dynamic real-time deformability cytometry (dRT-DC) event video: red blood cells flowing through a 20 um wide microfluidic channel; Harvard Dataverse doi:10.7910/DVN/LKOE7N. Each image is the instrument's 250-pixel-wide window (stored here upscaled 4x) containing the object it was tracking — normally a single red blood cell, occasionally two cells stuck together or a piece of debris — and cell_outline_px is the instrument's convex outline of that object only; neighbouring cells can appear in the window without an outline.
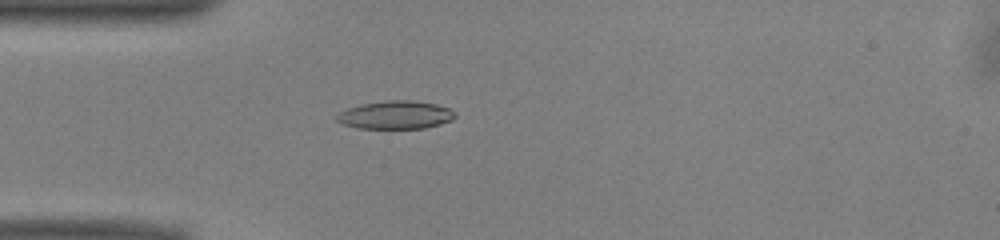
{"species": "common noctule bat (a hibernating species)", "species_latin": "Nyctalus noctula", "temperature_condition": "warm", "stored_images_in_passage": 49, "camera_frame_rate_fps": 3000, "um_per_image_px": 0.085, "animal": {"sex": "male", "body_mass_g": 13.0, "forearm_length_mm": 53.1}, "frame": {"image": 1, "passage_image": 12, "time_ms": 3.667, "image_size_px": [1000, 240], "cell_outline_px": [[456, 116], [452, 120], [440, 124], [424, 128], [356, 128], [344, 124], [336, 120], [336, 116], [340, 112], [348, 108], [360, 104], [384, 100], [412, 100], [436, 104], [448, 108], [456, 112]], "centroid_in_image_um": [33.63, 9.76], "position_along_channel_um": 51.4, "area_um2": 19.42}}
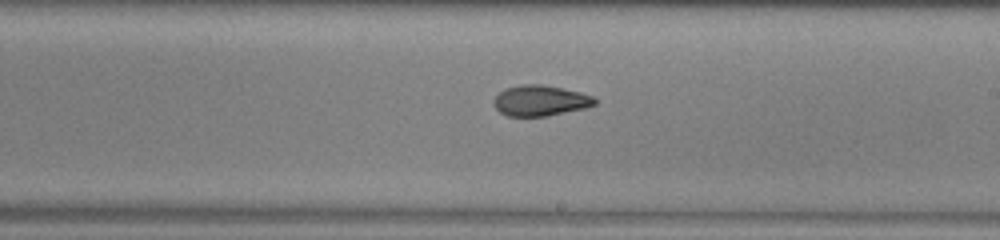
{"frame": {"image": 2, "passage_image": 27, "time_ms": 8.667, "image_size_px": [1000, 240], "cell_outline_px": [[596, 104], [584, 108], [544, 116], [508, 116], [500, 112], [496, 108], [492, 100], [500, 92], [508, 88], [520, 84], [540, 84], [580, 92], [592, 96], [596, 100]], "centroid_in_image_um": [45.9, 8.55], "position_along_channel_um": 243.1, "area_um2": 17.74}}
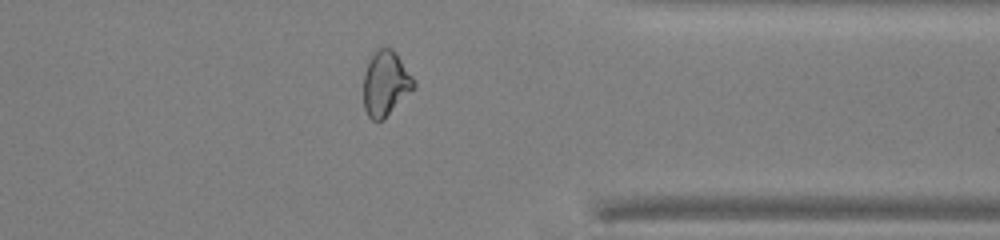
{"frame": {"image": 3, "passage_image": 38, "time_ms": 12.333, "image_size_px": [1000, 240], "cell_outline_px": [[416, 88], [384, 120], [372, 120], [368, 116], [364, 108], [364, 72], [376, 48], [392, 48], [396, 52], [412, 76], [416, 84]], "centroid_in_image_um": [32.8, 7.12], "position_along_channel_um": 378.6, "area_um2": 19.19}, "authors_computed_cell_mechanics": {"area_um2": 18.9006, "velocity_mm_per_s": 3.9799, "shape_relaxation_time_tau1_ms": 8.5753, "shape_relaxation_time_tau2_ms": 1.997, "deformation_change_tau1": 0.2124, "deformation_change_tau2": 0.076}}